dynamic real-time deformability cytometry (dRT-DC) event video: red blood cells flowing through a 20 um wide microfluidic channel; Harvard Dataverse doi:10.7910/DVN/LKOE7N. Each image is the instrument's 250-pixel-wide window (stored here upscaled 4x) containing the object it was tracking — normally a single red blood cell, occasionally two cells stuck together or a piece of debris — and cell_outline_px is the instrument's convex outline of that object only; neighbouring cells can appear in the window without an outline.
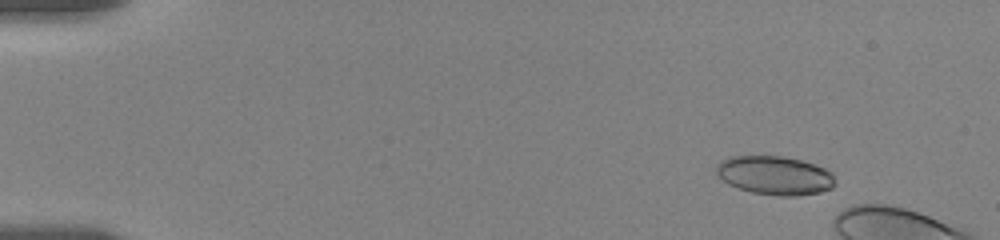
{"species": "human", "species_latin": "Homo sapiens", "temperature_condition": "room temperature", "stored_images_in_passage": 5, "camera_frame_rate_fps": 3000, "um_per_image_px": 0.085, "donor": {"sex": "female"}, "frame": {"image": 1, "passage_image": 1, "time_ms": 0.0, "image_size_px": [1000, 240], "cell_outline_px": [[836, 184], [832, 188], [820, 192], [796, 196], [776, 196], [752, 192], [728, 184], [716, 172], [716, 164], [720, 160], [728, 156], [784, 156], [800, 160], [824, 168], [832, 172]], "centroid_in_image_um": [65.86, 14.91], "position_along_channel_um": 19.1, "area_um2": 26.88}}